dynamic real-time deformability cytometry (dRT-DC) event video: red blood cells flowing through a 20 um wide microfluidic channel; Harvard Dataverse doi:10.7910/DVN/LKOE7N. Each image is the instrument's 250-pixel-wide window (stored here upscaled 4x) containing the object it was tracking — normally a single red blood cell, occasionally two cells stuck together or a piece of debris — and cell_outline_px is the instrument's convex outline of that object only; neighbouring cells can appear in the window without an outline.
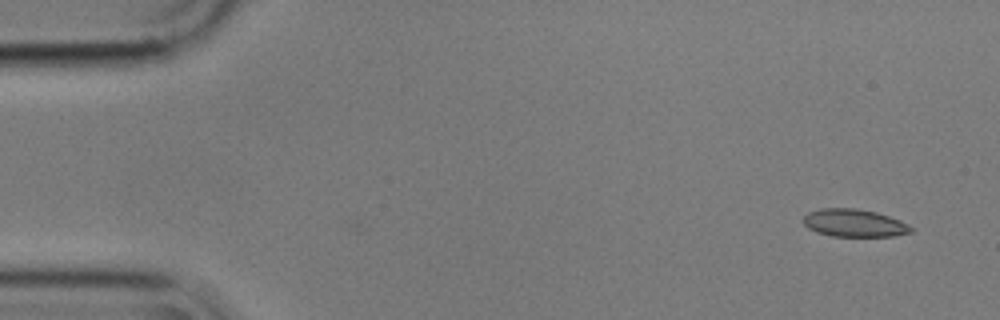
{"species": "common noctule bat (a hibernating species)", "species_latin": "Nyctalus noctula", "temperature_condition": "cold", "stored_images_in_passage": 7, "camera_frame_rate_fps": 3000, "um_per_image_px": 0.085, "animal": {"sex": "male", "body_mass_g": 17.9}, "frame": {"image": 1, "passage_image": 1, "time_ms": 0.0, "image_size_px": [1000, 320], "cell_outline_px": [[912, 232], [892, 236], [832, 236], [816, 232], [808, 228], [804, 224], [804, 216], [808, 212], [820, 208], [856, 208], [876, 212], [900, 220], [908, 224], [912, 228]], "centroid_in_image_um": [72.59, 18.95], "position_along_channel_um": 12.4, "area_um2": 17.34}}
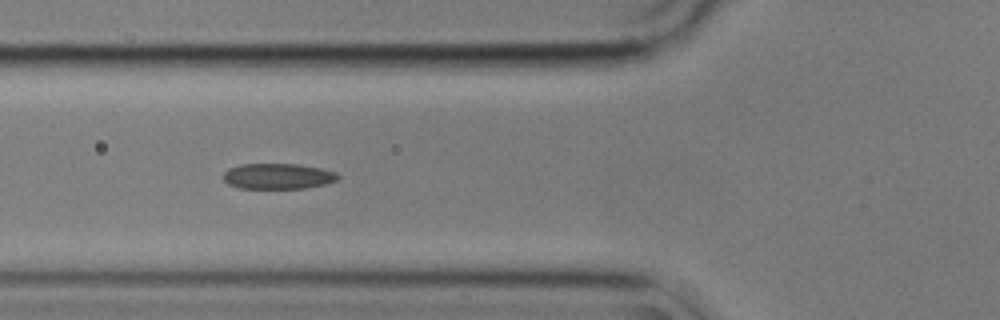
{"frame": {"image": 2, "passage_image": 6, "time_ms": 1.667, "image_size_px": [1000, 320], "cell_outline_px": [[340, 180], [328, 184], [304, 188], [240, 188], [228, 184], [224, 180], [224, 172], [228, 168], [240, 164], [296, 164], [320, 168], [336, 172], [340, 176]], "centroid_in_image_um": [23.66, 14.98], "position_along_channel_um": 102.1, "area_um2": 17.22}}
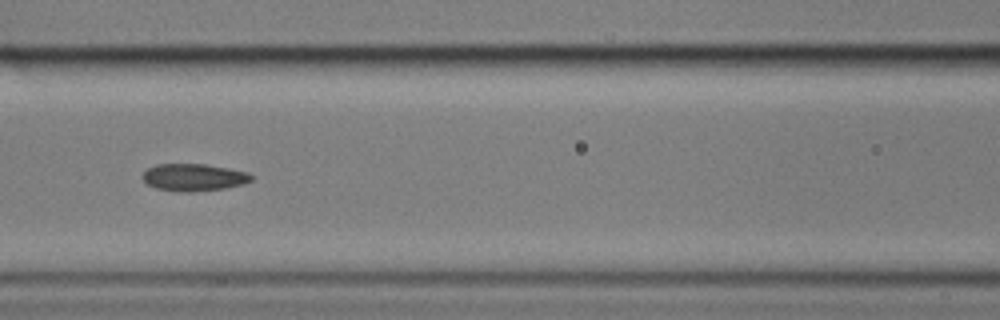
{"frame": {"image": 3, "passage_image": 7, "time_ms": 2.0, "image_size_px": [1000, 320], "cell_outline_px": [[252, 180], [244, 184], [224, 188], [192, 192], [180, 192], [156, 188], [148, 184], [140, 176], [148, 168], [156, 164], [204, 164], [228, 168], [248, 172], [252, 176]], "centroid_in_image_um": [16.46, 15.07], "position_along_channel_um": 150.1, "area_um2": 17.28}}